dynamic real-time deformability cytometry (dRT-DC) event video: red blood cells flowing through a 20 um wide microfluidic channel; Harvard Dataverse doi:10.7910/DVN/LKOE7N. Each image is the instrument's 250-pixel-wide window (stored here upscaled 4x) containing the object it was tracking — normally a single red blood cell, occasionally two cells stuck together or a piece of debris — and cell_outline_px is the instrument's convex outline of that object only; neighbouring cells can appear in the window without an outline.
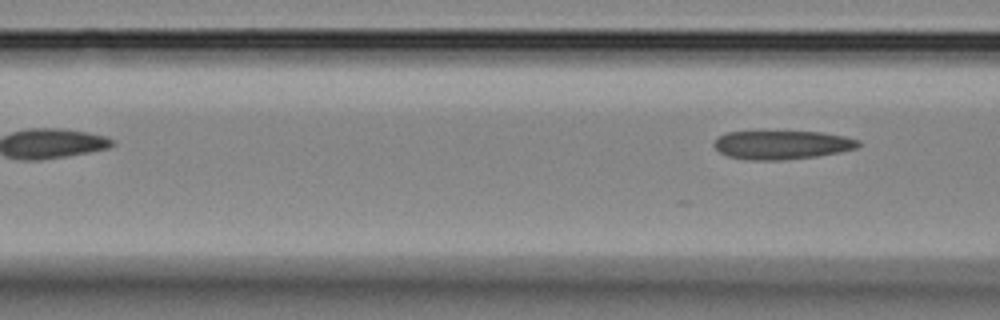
{"species": "Egyptian fruit bat (a non-hibernating species)", "species_latin": "Rousettus aegyptiacus", "temperature_condition": "room temperature", "stored_images_in_passage": 6, "camera_frame_rate_fps": 3000, "um_per_image_px": 0.085, "animal": {"sex": "female"}, "frame": {"image": 1, "passage_image": 6, "time_ms": 6.0, "image_size_px": [1000, 320], "cell_outline_px": [[860, 144], [856, 148], [840, 152], [816, 156], [784, 160], [744, 160], [728, 156], [720, 152], [712, 144], [716, 136], [728, 132], [824, 132], [844, 136], [860, 140]], "centroid_in_image_um": [66.44, 12.32], "position_along_channel_um": 100.2, "area_um2": 24.22}}